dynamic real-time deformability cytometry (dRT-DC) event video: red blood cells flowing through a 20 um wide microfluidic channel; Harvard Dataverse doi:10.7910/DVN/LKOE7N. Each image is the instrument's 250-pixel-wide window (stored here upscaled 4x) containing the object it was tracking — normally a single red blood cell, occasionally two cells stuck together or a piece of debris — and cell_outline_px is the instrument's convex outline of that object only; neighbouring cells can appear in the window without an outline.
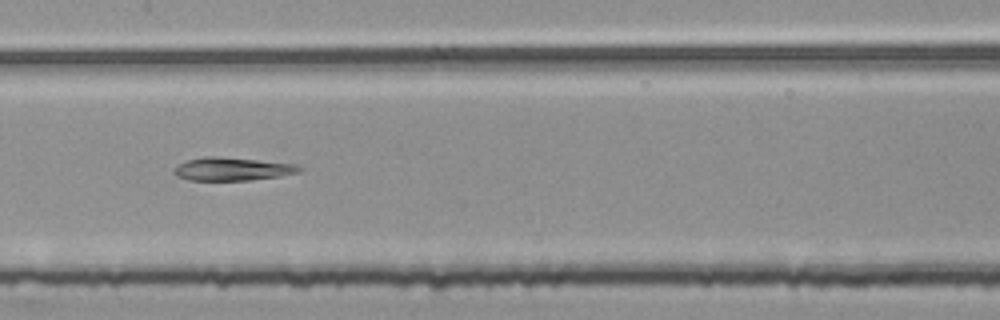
{"species": "common noctule bat (a hibernating species)", "species_latin": "Nyctalus noctula", "temperature_condition": "room temperature", "stored_images_in_passage": 36, "segment_of_instrument_passage": [2, 2], "camera_frame_rate_fps": 3000, "um_per_image_px": 0.085, "animal": {"sex": "female", "body_mass_g": 25.1}, "frame": {"image": 1, "passage_image": 13, "time_ms": 4.0, "image_size_px": [1000, 320], "cell_outline_px": [[304, 168], [300, 172], [280, 176], [248, 180], [188, 180], [176, 176], [172, 172], [172, 168], [176, 164], [188, 160], [204, 156], [220, 156], [296, 164]], "centroid_in_image_um": [19.7, 14.36], "position_along_channel_um": 187.7, "area_um2": 17.11}}
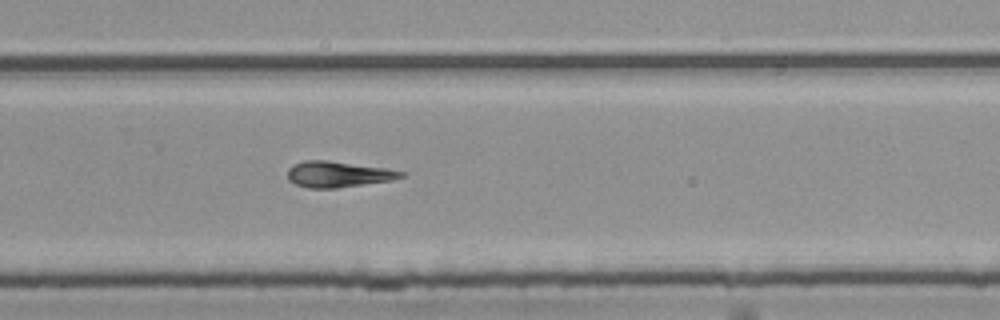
{"frame": {"image": 2, "passage_image": 22, "time_ms": 7.0, "image_size_px": [1000, 320], "cell_outline_px": [[404, 176], [392, 180], [336, 188], [308, 188], [296, 184], [288, 180], [288, 168], [292, 164], [304, 160], [328, 160], [388, 168], [404, 172]], "centroid_in_image_um": [28.71, 14.8], "position_along_channel_um": 301.1, "area_um2": 17.22}}
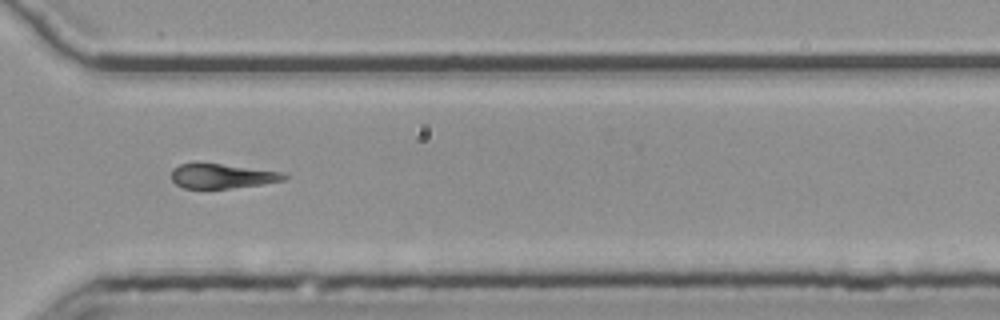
{"frame": {"image": 3, "passage_image": 26, "time_ms": 8.333, "image_size_px": [1000, 320], "cell_outline_px": [[288, 176], [284, 180], [260, 184], [228, 188], [184, 188], [176, 184], [172, 180], [172, 168], [180, 164], [196, 160], [288, 172]], "centroid_in_image_um": [18.87, 14.91], "position_along_channel_um": 351.7, "area_um2": 16.82}}